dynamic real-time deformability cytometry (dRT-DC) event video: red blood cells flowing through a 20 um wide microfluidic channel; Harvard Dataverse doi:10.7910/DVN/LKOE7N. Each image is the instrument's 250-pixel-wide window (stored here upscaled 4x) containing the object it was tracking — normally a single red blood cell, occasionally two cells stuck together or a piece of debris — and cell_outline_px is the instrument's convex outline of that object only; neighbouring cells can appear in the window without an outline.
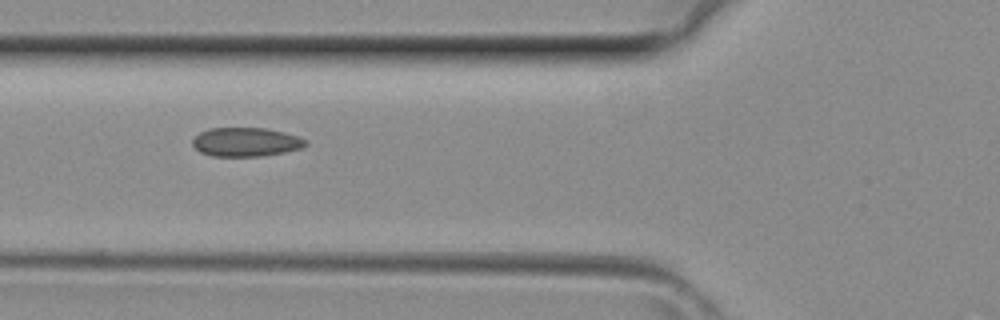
{"species": "common noctule bat (a hibernating species)", "species_latin": "Nyctalus noctula", "temperature_condition": "room temperature", "stored_images_in_passage": 7, "camera_frame_rate_fps": 3000, "um_per_image_px": 0.085, "animal": {"sex": "female", "body_mass_g": 29.2, "forearm_length_mm": 56.3}, "frame": {"image": 1, "passage_image": 6, "time_ms": 1.667, "image_size_px": [1000, 320], "cell_outline_px": [[308, 144], [300, 148], [284, 152], [260, 156], [212, 156], [200, 152], [192, 144], [192, 140], [200, 132], [208, 128], [264, 128], [284, 132], [300, 136], [308, 140]], "centroid_in_image_um": [20.92, 12.06], "position_along_channel_um": 104.9, "area_um2": 19.07}}
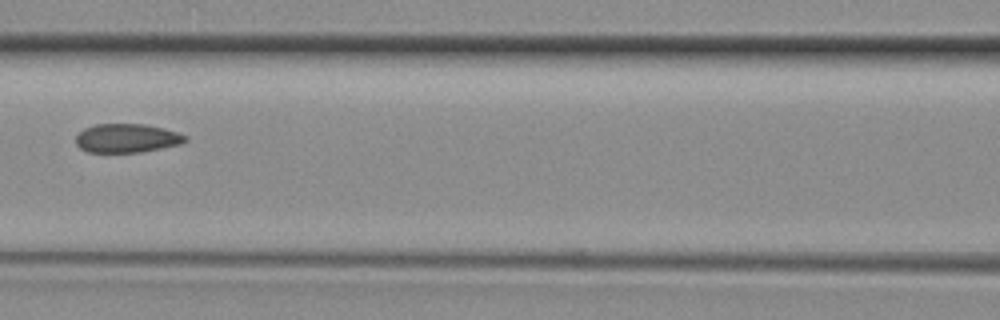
{"frame": {"image": 2, "passage_image": 7, "time_ms": 2.0, "image_size_px": [1000, 320], "cell_outline_px": [[188, 140], [180, 144], [140, 152], [88, 152], [80, 148], [76, 144], [76, 136], [84, 128], [96, 124], [144, 124], [164, 128], [188, 136]], "centroid_in_image_um": [10.78, 11.74], "position_along_channel_um": 155.8, "area_um2": 18.32}}